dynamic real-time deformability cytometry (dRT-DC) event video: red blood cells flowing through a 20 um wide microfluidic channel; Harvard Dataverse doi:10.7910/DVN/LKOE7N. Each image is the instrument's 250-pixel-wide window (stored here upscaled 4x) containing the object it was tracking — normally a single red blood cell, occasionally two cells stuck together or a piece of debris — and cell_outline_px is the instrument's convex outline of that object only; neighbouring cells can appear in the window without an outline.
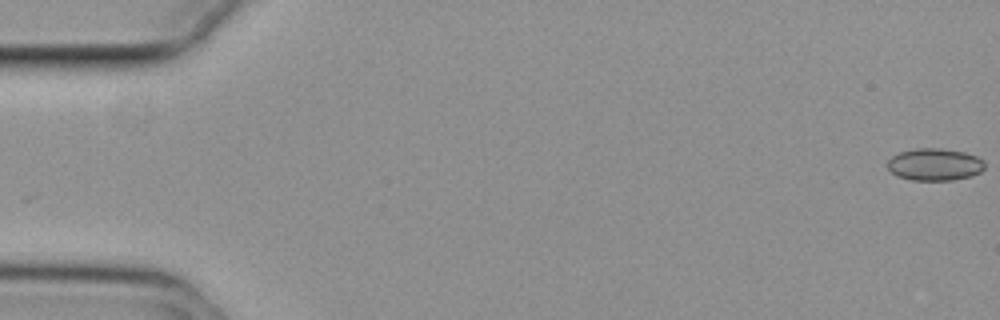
{"species": "common noctule bat (a hibernating species)", "species_latin": "Nyctalus noctula", "temperature_condition": "cold", "stored_images_in_passage": 56, "camera_frame_rate_fps": 3000, "um_per_image_px": 0.085, "animal": {"sex": "female", "body_mass_g": 29.2, "forearm_length_mm": 56.3}, "frame": {"image": 1, "passage_image": 1, "time_ms": 0.0, "image_size_px": [1000, 320], "cell_outline_px": [[984, 168], [980, 172], [972, 176], [952, 180], [912, 180], [896, 176], [888, 168], [888, 160], [892, 156], [900, 152], [916, 148], [940, 148], [964, 152], [976, 156], [984, 160]], "centroid_in_image_um": [79.45, 13.98], "position_along_channel_um": 5.5, "area_um2": 18.26}}
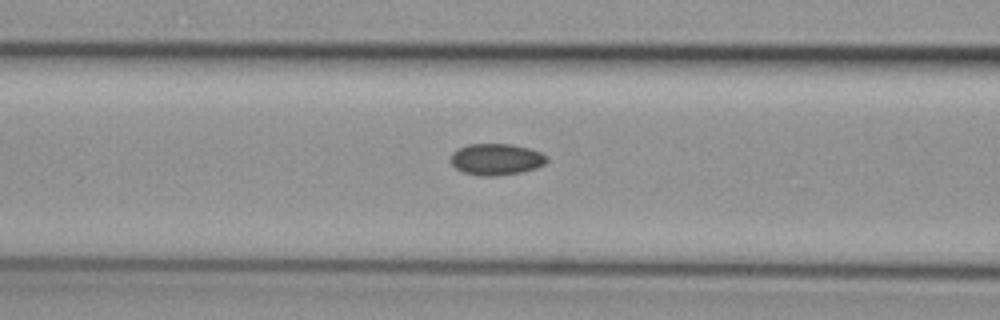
{"frame": {"image": 2, "passage_image": 23, "time_ms": 7.333, "image_size_px": [1000, 320], "cell_outline_px": [[548, 160], [544, 164], [536, 168], [520, 172], [496, 176], [480, 176], [464, 172], [456, 168], [452, 164], [452, 152], [468, 144], [512, 144], [528, 148], [540, 152], [548, 156]], "centroid_in_image_um": [42.2, 13.54], "position_along_channel_um": 124.4, "area_um2": 17.51}}
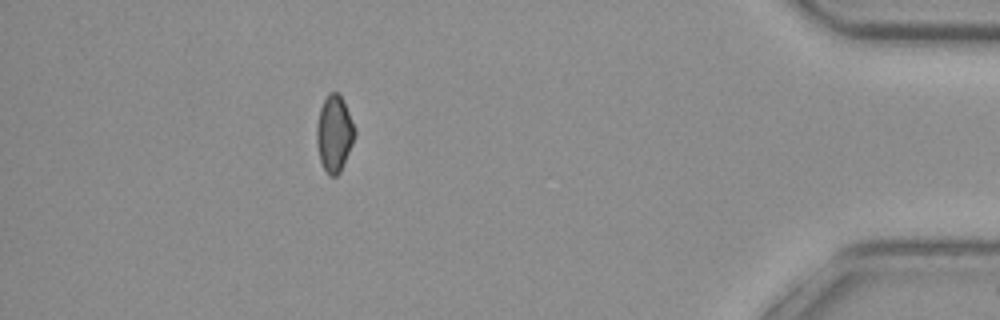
{"frame": {"image": 3, "passage_image": 50, "time_ms": 16.333, "image_size_px": [1000, 320], "cell_outline_px": [[356, 132], [352, 144], [340, 172], [336, 176], [328, 176], [320, 160], [316, 140], [316, 124], [320, 108], [328, 92], [336, 92], [340, 96], [348, 112]], "centroid_in_image_um": [28.39, 11.37], "position_along_channel_um": 406.8, "area_um2": 16.7}, "authors_computed_cell_mechanics": {"area_um2": 17.5134, "velocity_mm_per_s": 3.7458, "shape_relaxation_time_tau1_ms": null, "shape_relaxation_time_tau2_ms": 5.0759, "deformation_change_tau1": null, "deformation_change_tau2": 0.0722}}